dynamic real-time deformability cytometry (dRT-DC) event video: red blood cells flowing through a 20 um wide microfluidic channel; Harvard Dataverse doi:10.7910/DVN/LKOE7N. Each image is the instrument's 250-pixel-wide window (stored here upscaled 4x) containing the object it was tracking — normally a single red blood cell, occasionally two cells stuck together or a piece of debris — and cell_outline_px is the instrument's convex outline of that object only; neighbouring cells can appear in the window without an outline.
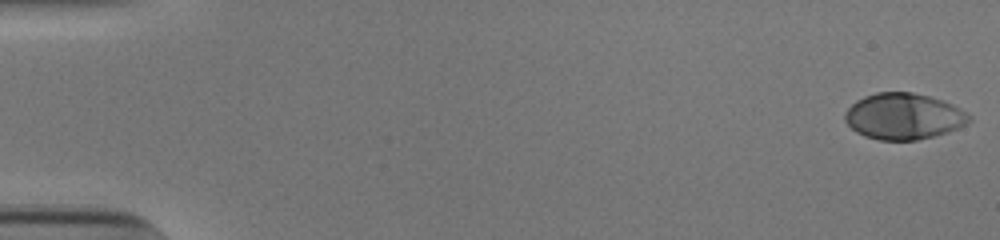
{"species": "human", "species_latin": "Homo sapiens", "temperature_condition": "cold", "stored_images_in_passage": 54, "camera_frame_rate_fps": 3000, "um_per_image_px": 0.085, "donor": {"sex": "male"}, "frame": {"image": 1, "passage_image": 1, "time_ms": 0.0, "image_size_px": [1000, 240], "cell_outline_px": [[972, 120], [948, 132], [916, 140], [880, 140], [864, 136], [856, 132], [844, 120], [844, 116], [848, 108], [856, 100], [864, 96], [876, 92], [912, 92], [944, 100], [960, 108], [972, 116]], "centroid_in_image_um": [76.8, 9.88], "position_along_channel_um": 8.2, "area_um2": 33.41}}
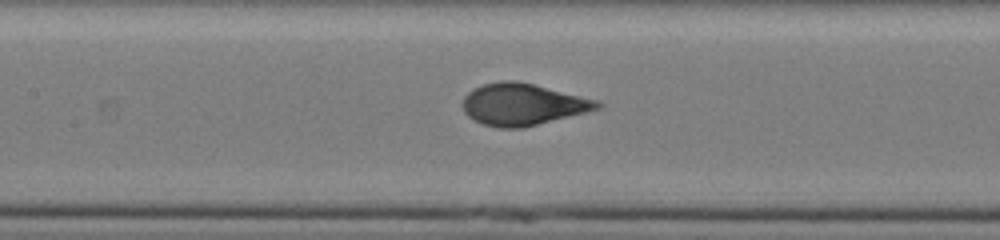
{"frame": {"image": 2, "passage_image": 26, "time_ms": 8.333, "image_size_px": [1000, 240], "cell_outline_px": [[604, 104], [600, 108], [524, 128], [500, 128], [484, 124], [468, 116], [464, 112], [460, 104], [464, 96], [468, 92], [484, 84], [500, 80], [516, 80], [600, 100]], "centroid_in_image_um": [44.43, 8.87], "position_along_channel_um": 163.0, "area_um2": 32.83}}
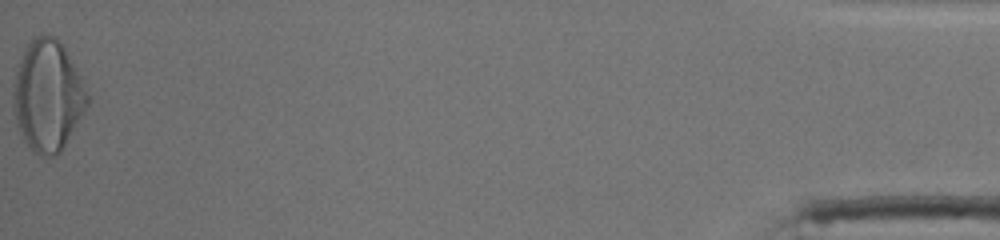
{"frame": {"image": 3, "passage_image": 54, "time_ms": 17.667, "image_size_px": [1000, 240], "cell_outline_px": [[92, 96], [84, 112], [60, 152], [56, 156], [40, 156], [32, 152], [24, 140], [16, 124], [12, 108], [12, 92], [16, 68], [28, 44], [36, 36], [52, 36], [60, 40], [84, 80]], "centroid_in_image_um": [4.07, 8.16], "position_along_channel_um": 431.1, "area_um2": 48.38}, "authors_computed_cell_mechanics": {"area_um2": 33.2639, "velocity_mm_per_s": 3.8538, "shape_relaxation_time_tau1_ms": 3.7117, "shape_relaxation_time_tau2_ms": null, "deformation_change_tau1": 0.1995, "deformation_change_tau2": null}}